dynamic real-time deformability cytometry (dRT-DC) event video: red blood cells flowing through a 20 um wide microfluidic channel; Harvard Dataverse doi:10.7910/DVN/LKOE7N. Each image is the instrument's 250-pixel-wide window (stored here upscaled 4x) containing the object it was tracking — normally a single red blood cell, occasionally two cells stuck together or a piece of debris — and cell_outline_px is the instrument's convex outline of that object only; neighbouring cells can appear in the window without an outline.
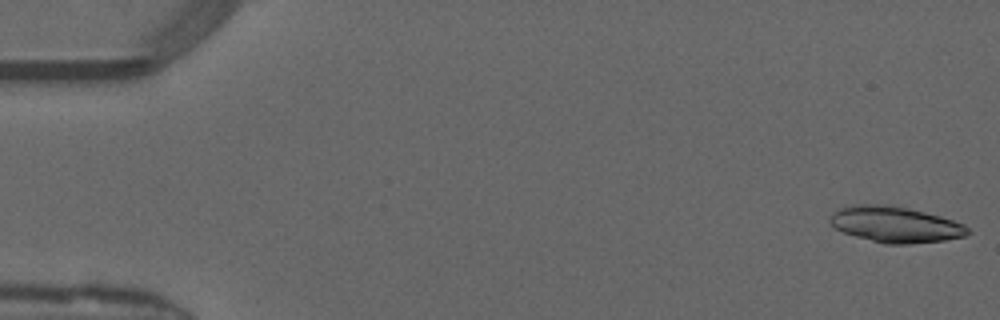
{"species": "common noctule bat (a hibernating species)", "species_latin": "Nyctalus noctula", "temperature_condition": "warm", "stored_images_in_passage": 39, "camera_frame_rate_fps": 3000, "um_per_image_px": 0.085, "animal": {"sex": "male", "forearm_length_mm": 52.5}, "frame": {"image": 1, "passage_image": 1, "time_ms": 0.0, "image_size_px": [1000, 320], "cell_outline_px": [[972, 232], [968, 236], [944, 240], [908, 244], [884, 244], [856, 236], [844, 232], [836, 228], [828, 220], [840, 208], [860, 204], [884, 204], [908, 208], [940, 216], [964, 224]], "centroid_in_image_um": [76.16, 19.09], "position_along_channel_um": 8.8, "area_um2": 28.61}}
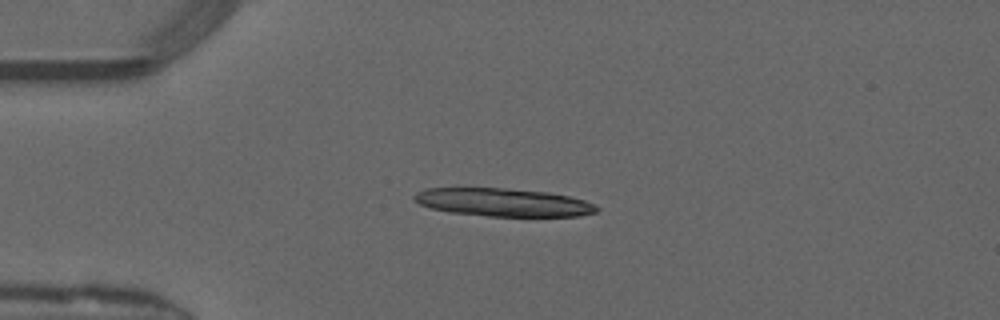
{"frame": {"image": 2, "passage_image": 12, "time_ms": 3.667, "image_size_px": [1000, 320], "cell_outline_px": [[600, 208], [596, 212], [580, 216], [488, 216], [448, 212], [432, 208], [420, 204], [412, 196], [416, 192], [424, 188], [504, 188], [548, 192], [568, 196], [584, 200], [596, 204]], "centroid_in_image_um": [42.78, 17.2], "position_along_channel_um": 42.2, "area_um2": 29.88}}
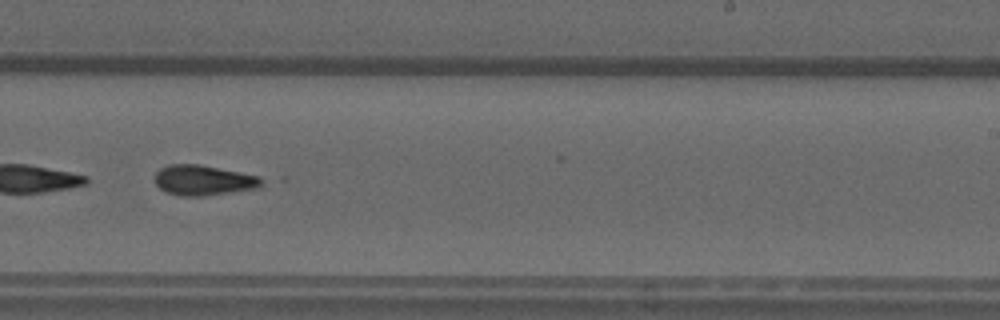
{"frame": {"image": 3, "passage_image": 31, "time_ms": 10.0, "image_size_px": [1000, 320], "cell_outline_px": [[264, 184], [256, 188], [204, 196], [180, 196], [164, 192], [156, 184], [152, 176], [160, 168], [168, 164], [200, 164], [260, 176]], "centroid_in_image_um": [17.24, 15.31], "position_along_channel_um": 271.8, "area_um2": 19.02}, "authors_computed_cell_mechanics": {"area_um2": 19.5942, "velocity_mm_per_s": 4.1553, "shape_relaxation_time_tau1_ms": null, "shape_relaxation_time_tau2_ms": 4.33, "deformation_change_tau1": null, "deformation_change_tau2": 0.0972}}